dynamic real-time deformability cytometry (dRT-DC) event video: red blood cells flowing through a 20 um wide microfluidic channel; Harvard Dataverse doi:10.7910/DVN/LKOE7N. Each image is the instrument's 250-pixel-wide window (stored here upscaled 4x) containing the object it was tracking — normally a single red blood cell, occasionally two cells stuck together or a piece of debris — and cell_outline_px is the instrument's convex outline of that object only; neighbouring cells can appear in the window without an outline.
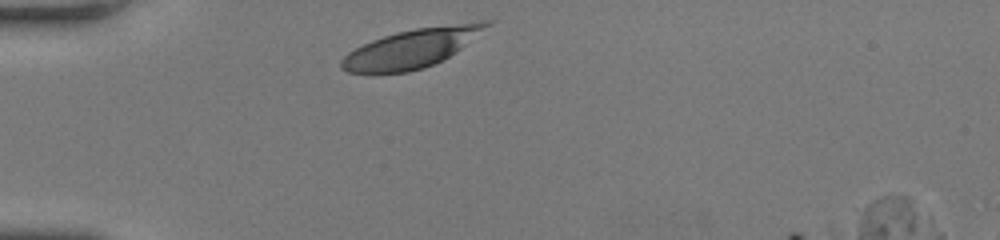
{"species": "human", "species_latin": "Homo sapiens", "temperature_condition": "room temperature", "stored_images_in_passage": 34, "camera_frame_rate_fps": 3000, "um_per_image_px": 0.085, "donor": {"sex": "female"}, "frame": {"image": 1, "passage_image": 1, "time_ms": 0.0, "image_size_px": [1000, 240], "cell_outline_px": [[496, 20], [492, 24], [460, 48], [448, 56], [424, 68], [408, 72], [372, 76], [348, 72], [340, 68], [340, 60], [348, 52], [372, 40], [396, 32], [416, 28], [480, 20]], "centroid_in_image_um": [34.93, 4.13], "position_along_channel_um": 50.1, "area_um2": 33.23}}
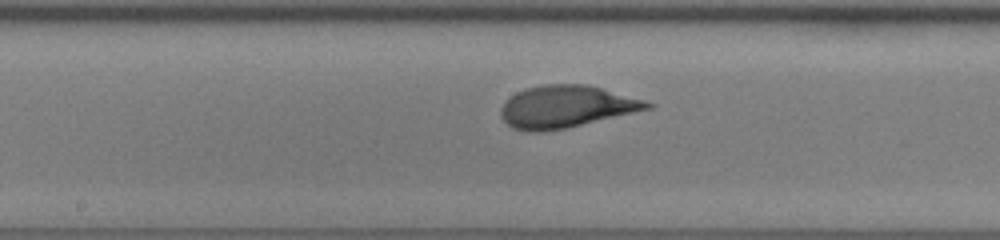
{"frame": {"image": 2, "passage_image": 15, "time_ms": 4.667, "image_size_px": [1000, 240], "cell_outline_px": [[656, 104], [652, 108], [568, 128], [540, 132], [524, 132], [512, 128], [500, 116], [500, 108], [504, 100], [516, 92], [528, 88], [544, 84], [584, 84], [600, 88], [644, 100]], "centroid_in_image_um": [48.08, 9.08], "position_along_channel_um": 200.1, "area_um2": 36.07}}
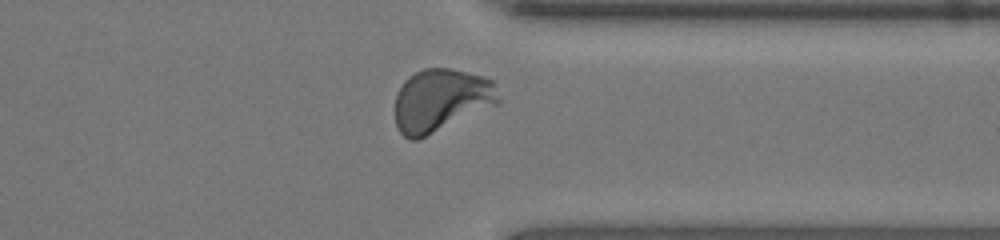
{"frame": {"image": 3, "passage_image": 29, "time_ms": 9.333, "image_size_px": [1000, 240], "cell_outline_px": [[500, 104], [416, 140], [408, 140], [396, 128], [396, 92], [404, 80], [408, 76], [424, 68], [448, 68], [480, 76], [492, 80], [496, 84], [500, 100]], "centroid_in_image_um": [37.49, 8.52], "position_along_channel_um": 373.9, "area_um2": 37.97}, "authors_computed_cell_mechanics": {"area_um2": 35.258, "velocity_mm_per_s": 3.7423, "shape_relaxation_time_tau1_ms": 4.2387, "shape_relaxation_time_tau2_ms": null, "deformation_change_tau1": 0.1729, "deformation_change_tau2": null}}